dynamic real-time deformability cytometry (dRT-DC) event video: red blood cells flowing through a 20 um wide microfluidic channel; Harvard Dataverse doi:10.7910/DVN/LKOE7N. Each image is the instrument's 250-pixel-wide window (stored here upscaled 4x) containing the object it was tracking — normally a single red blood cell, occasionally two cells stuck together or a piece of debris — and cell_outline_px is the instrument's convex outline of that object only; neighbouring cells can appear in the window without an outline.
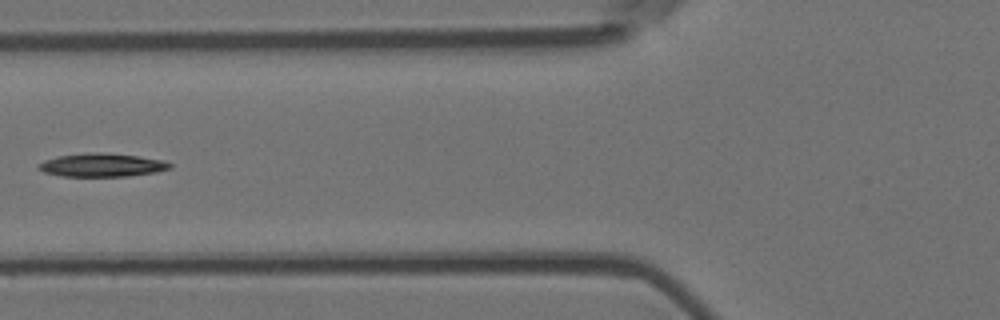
{"species": "Egyptian fruit bat (a non-hibernating species)", "species_latin": "Rousettus aegyptiacus", "temperature_condition": "room temperature", "stored_images_in_passage": 6, "camera_frame_rate_fps": 3000, "um_per_image_px": 0.085, "animal": {"sex": "female"}, "frame": {"image": 1, "passage_image": 5, "time_ms": 1.333, "image_size_px": [1000, 320], "cell_outline_px": [[172, 168], [156, 172], [128, 176], [60, 176], [44, 172], [36, 168], [36, 164], [44, 160], [56, 156], [88, 152], [104, 152], [140, 156], [164, 160], [172, 164]], "centroid_in_image_um": [8.64, 14.02], "position_along_channel_um": 117.2, "area_um2": 18.21}}
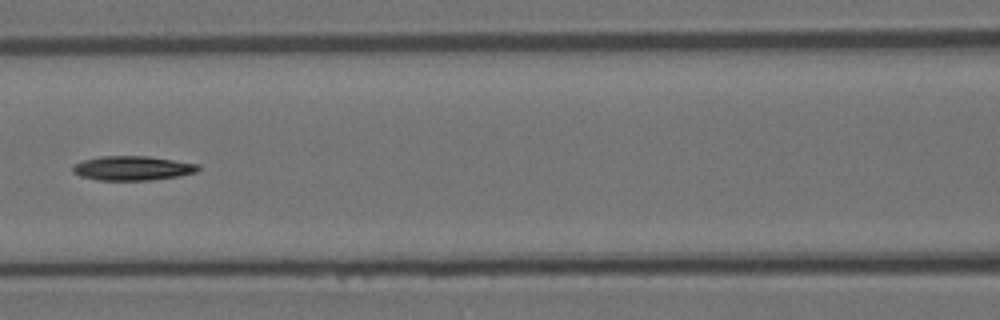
{"frame": {"image": 2, "passage_image": 6, "time_ms": 1.667, "image_size_px": [1000, 320], "cell_outline_px": [[200, 168], [196, 172], [176, 176], [148, 180], [100, 180], [80, 176], [72, 172], [72, 168], [76, 164], [84, 160], [100, 156], [148, 156], [196, 164]], "centroid_in_image_um": [11.22, 14.29], "position_along_channel_um": 155.4, "area_um2": 17.46}}